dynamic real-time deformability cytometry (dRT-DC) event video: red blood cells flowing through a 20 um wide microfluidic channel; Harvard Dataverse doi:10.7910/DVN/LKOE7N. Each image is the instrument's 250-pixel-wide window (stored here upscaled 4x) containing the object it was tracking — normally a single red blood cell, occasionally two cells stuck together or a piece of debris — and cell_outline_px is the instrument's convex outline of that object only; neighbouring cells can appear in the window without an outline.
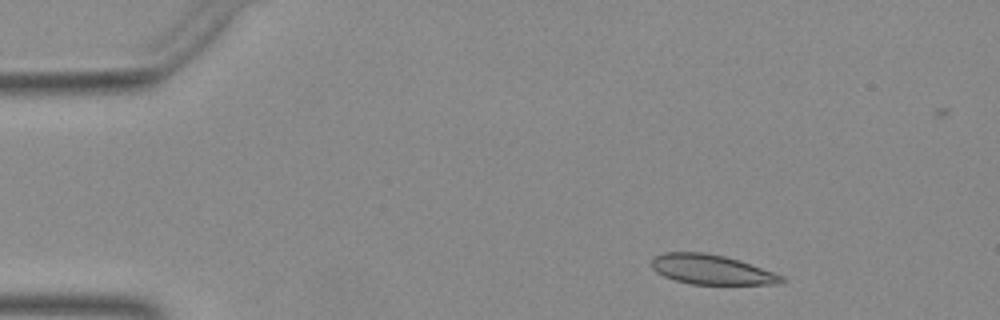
{"species": "Egyptian fruit bat (a non-hibernating species)", "species_latin": "Rousettus aegyptiacus", "temperature_condition": "warm", "stored_images_in_passage": 44, "camera_frame_rate_fps": 3000, "um_per_image_px": 0.085, "animal": {"sex": "female"}, "frame": {"image": 1, "passage_image": 1, "time_ms": 0.0, "image_size_px": [1000, 320], "cell_outline_px": [[788, 280], [780, 284], [692, 284], [676, 280], [664, 276], [656, 272], [652, 268], [652, 256], [664, 252], [704, 252], [724, 256], [740, 260], [784, 276]], "centroid_in_image_um": [60.49, 22.91], "position_along_channel_um": 24.5, "area_um2": 22.6}}
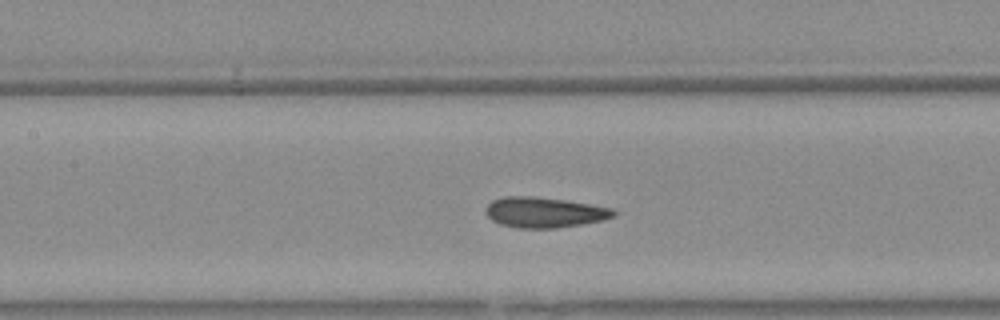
{"frame": {"image": 2, "passage_image": 17, "time_ms": 5.333, "image_size_px": [1000, 320], "cell_outline_px": [[616, 216], [600, 220], [580, 224], [556, 228], [516, 228], [500, 224], [492, 220], [484, 212], [488, 204], [492, 200], [504, 196], [532, 196], [564, 200], [612, 208], [616, 212]], "centroid_in_image_um": [46.22, 18.05], "position_along_channel_um": 161.2, "area_um2": 22.54}}
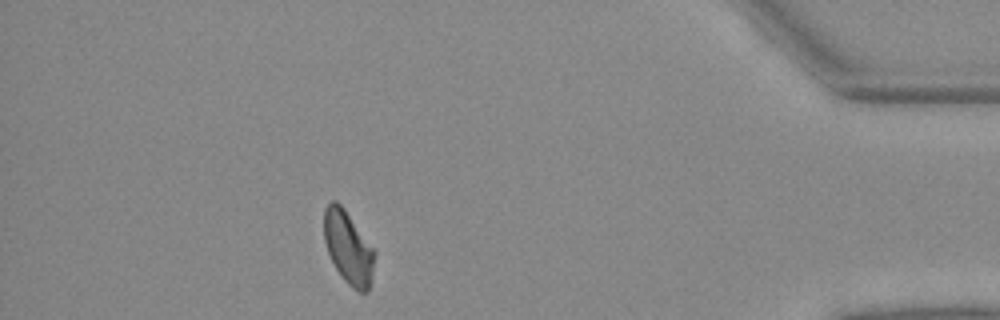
{"frame": {"image": 3, "passage_image": 39, "time_ms": 12.667, "image_size_px": [1000, 320], "cell_outline_px": [[376, 252], [368, 292], [360, 292], [352, 288], [344, 280], [336, 268], [328, 252], [324, 240], [324, 208], [332, 200], [336, 200], [344, 208]], "centroid_in_image_um": [29.6, 21.03], "position_along_channel_um": 405.6, "area_um2": 21.21}}